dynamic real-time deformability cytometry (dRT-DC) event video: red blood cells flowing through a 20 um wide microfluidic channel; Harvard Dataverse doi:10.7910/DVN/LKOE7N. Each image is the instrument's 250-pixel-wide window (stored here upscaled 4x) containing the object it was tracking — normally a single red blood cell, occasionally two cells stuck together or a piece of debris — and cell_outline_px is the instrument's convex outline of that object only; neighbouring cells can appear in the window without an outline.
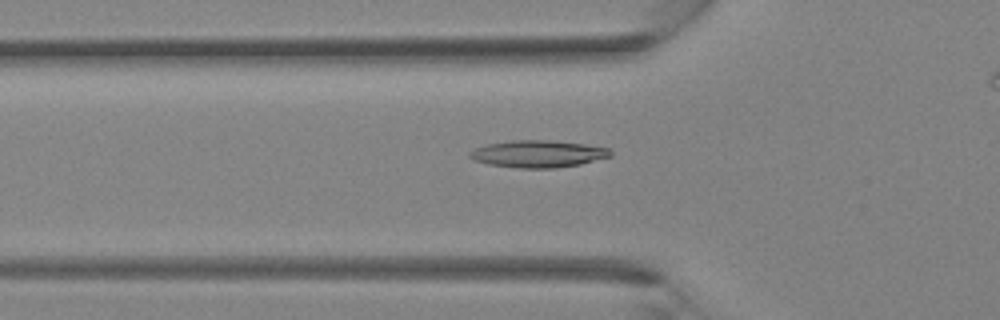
{"species": "Egyptian fruit bat (a non-hibernating species)", "species_latin": "Rousettus aegyptiacus", "temperature_condition": "room temperature", "stored_images_in_passage": 34, "camera_frame_rate_fps": 3000, "um_per_image_px": 0.085, "animal": {"sex": "female"}, "frame": {"image": 1, "passage_image": 13, "time_ms": 4.0, "image_size_px": [1000, 320], "cell_outline_px": [[612, 156], [580, 164], [556, 168], [516, 168], [488, 164], [472, 160], [468, 156], [468, 152], [476, 148], [488, 144], [512, 140], [548, 140], [584, 144], [608, 148], [612, 152]], "centroid_in_image_um": [45.7, 13.08], "position_along_channel_um": 80.1, "area_um2": 22.25}}
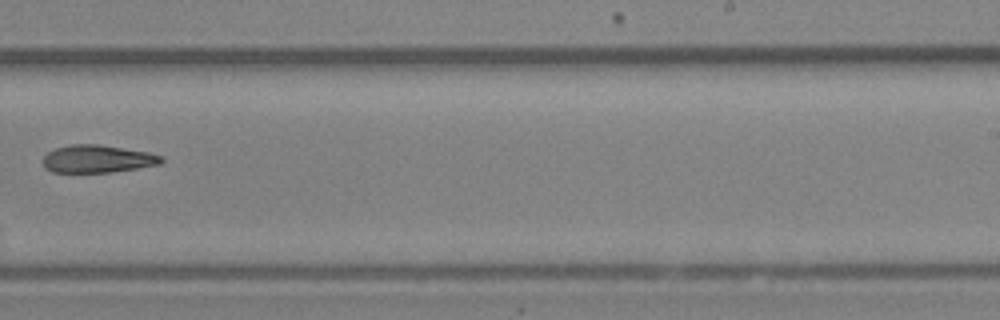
{"frame": {"image": 2, "passage_image": 24, "time_ms": 7.667, "image_size_px": [1000, 320], "cell_outline_px": [[164, 160], [160, 164], [112, 172], [52, 172], [44, 168], [44, 156], [48, 152], [56, 148], [72, 144], [100, 144], [148, 152], [164, 156]], "centroid_in_image_um": [8.3, 13.5], "position_along_channel_um": 280.7, "area_um2": 19.07}}
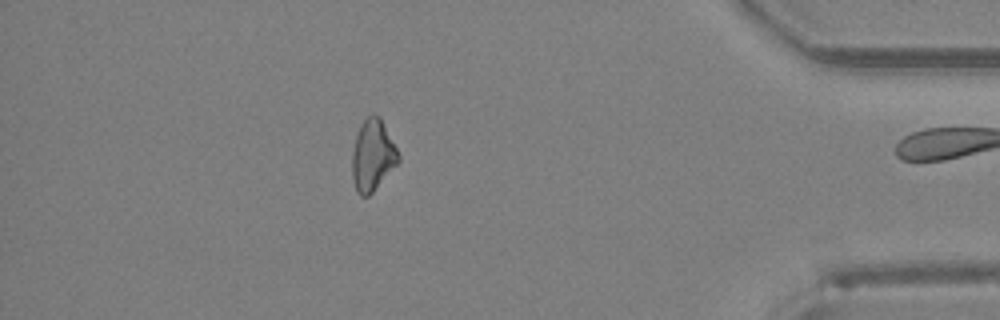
{"frame": {"image": 3, "passage_image": 33, "time_ms": 10.667, "image_size_px": [1000, 320], "cell_outline_px": [[400, 160], [372, 192], [368, 196], [360, 196], [356, 192], [352, 176], [352, 152], [356, 136], [360, 124], [368, 116], [380, 116], [400, 156]], "centroid_in_image_um": [31.65, 13.22], "position_along_channel_um": 403.5, "area_um2": 18.9}}